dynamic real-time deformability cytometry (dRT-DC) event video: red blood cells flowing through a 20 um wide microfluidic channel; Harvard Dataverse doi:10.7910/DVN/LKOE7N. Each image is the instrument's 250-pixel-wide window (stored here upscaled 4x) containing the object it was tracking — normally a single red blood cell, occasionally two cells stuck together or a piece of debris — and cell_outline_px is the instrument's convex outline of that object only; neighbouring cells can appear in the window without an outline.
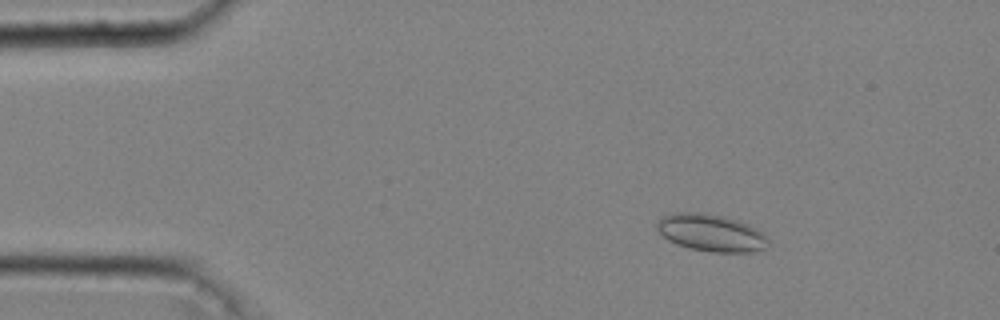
{"species": "common noctule bat (a hibernating species)", "species_latin": "Nyctalus noctula", "temperature_condition": "cold", "stored_images_in_passage": 48, "camera_frame_rate_fps": 3000, "um_per_image_px": 0.085, "animal": {"sex": "male", "body_mass_g": 20.4}, "frame": {"image": 1, "passage_image": 8, "time_ms": 2.333, "image_size_px": [1000, 320], "cell_outline_px": [[768, 248], [752, 252], [712, 252], [688, 248], [676, 244], [668, 240], [656, 228], [656, 224], [660, 216], [676, 212], [700, 212], [724, 216], [748, 224], [756, 228], [768, 236]], "centroid_in_image_um": [60.44, 19.79], "position_along_channel_um": 24.6, "area_um2": 24.39}}
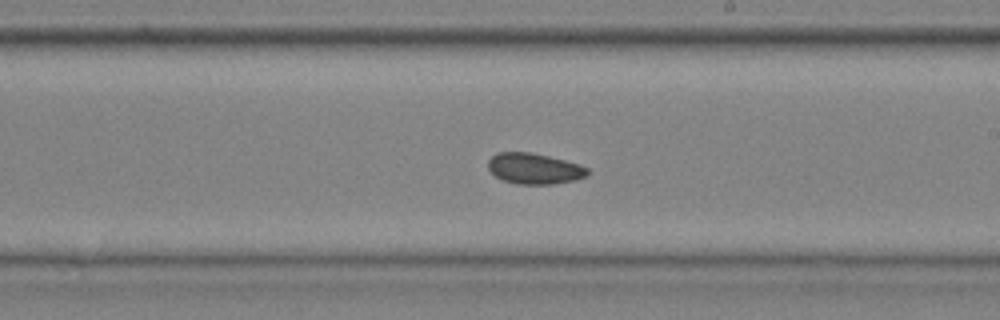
{"frame": {"image": 2, "passage_image": 29, "time_ms": 9.333, "image_size_px": [1000, 320], "cell_outline_px": [[588, 176], [576, 180], [552, 184], [516, 184], [504, 180], [496, 176], [488, 168], [488, 160], [496, 152], [532, 152], [580, 164], [588, 168]], "centroid_in_image_um": [45.43, 14.33], "position_along_channel_um": 243.6, "area_um2": 17.92}}
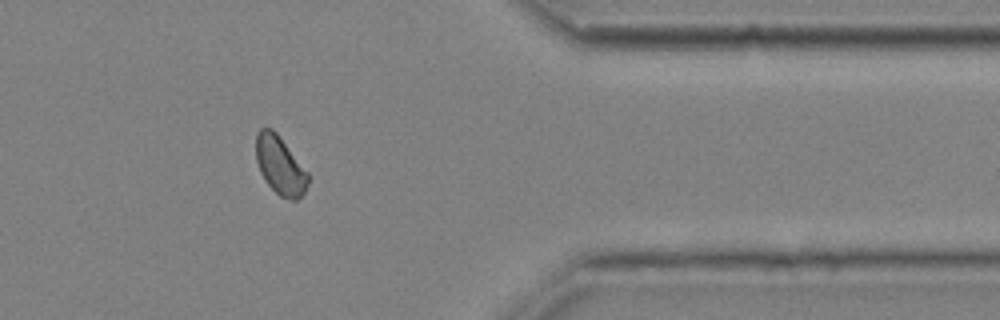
{"frame": {"image": 3, "passage_image": 41, "time_ms": 13.333, "image_size_px": [1000, 320], "cell_outline_px": [[308, 184], [304, 192], [296, 200], [292, 200], [280, 196], [264, 180], [260, 172], [256, 160], [256, 132], [260, 128], [272, 128], [276, 132], [308, 172]], "centroid_in_image_um": [23.79, 14.05], "position_along_channel_um": 387.6, "area_um2": 17.57}, "authors_computed_cell_mechanics": {"area_um2": 18.2648, "velocity_mm_per_s": 4.0487, "shape_relaxation_time_tau1_ms": 4.7699, "shape_relaxation_time_tau2_ms": 2.9191, "deformation_change_tau1": 0.0548, "deformation_change_tau2": 0.0537}}